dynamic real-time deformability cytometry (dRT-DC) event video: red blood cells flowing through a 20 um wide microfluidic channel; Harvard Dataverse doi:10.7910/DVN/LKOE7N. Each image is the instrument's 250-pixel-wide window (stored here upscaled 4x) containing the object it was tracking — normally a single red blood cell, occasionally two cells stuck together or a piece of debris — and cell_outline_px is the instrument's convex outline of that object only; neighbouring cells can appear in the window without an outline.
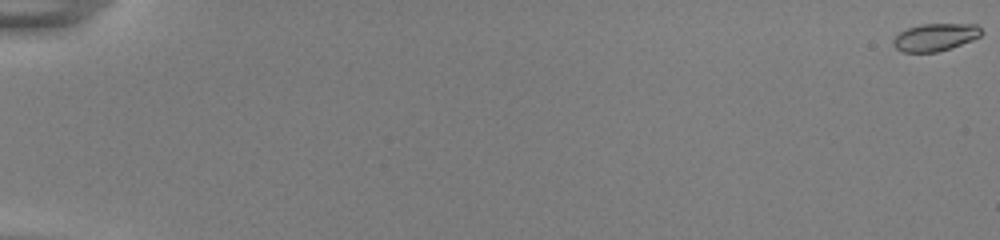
{"species": "common noctule bat (a hibernating species)", "species_latin": "Nyctalus noctula", "temperature_condition": "room temperature", "stored_images_in_passage": 56, "camera_frame_rate_fps": 3000, "um_per_image_px": 0.085, "animal": {"sex": "female", "body_mass_g": 22.0, "forearm_length_mm": 56.7}, "frame": {"image": 1, "passage_image": 1, "time_ms": 0.0, "image_size_px": [1000, 240], "cell_outline_px": [[984, 32], [980, 36], [972, 40], [936, 52], [904, 52], [896, 48], [892, 44], [892, 40], [900, 32], [908, 28], [920, 24], [976, 24]], "centroid_in_image_um": [79.49, 3.15], "position_along_channel_um": 5.5, "area_um2": 13.99}}
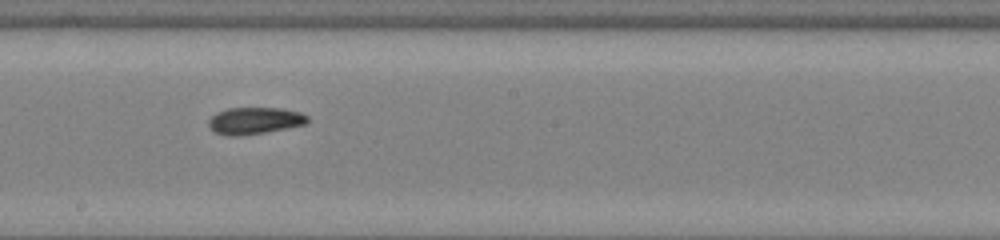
{"frame": {"image": 2, "passage_image": 34, "time_ms": 11.0, "image_size_px": [1000, 240], "cell_outline_px": [[308, 120], [304, 124], [264, 132], [232, 136], [228, 136], [216, 132], [208, 124], [208, 120], [216, 112], [228, 108], [280, 108], [300, 112], [308, 116]], "centroid_in_image_um": [21.62, 10.24], "position_along_channel_um": 226.6, "area_um2": 15.14}}
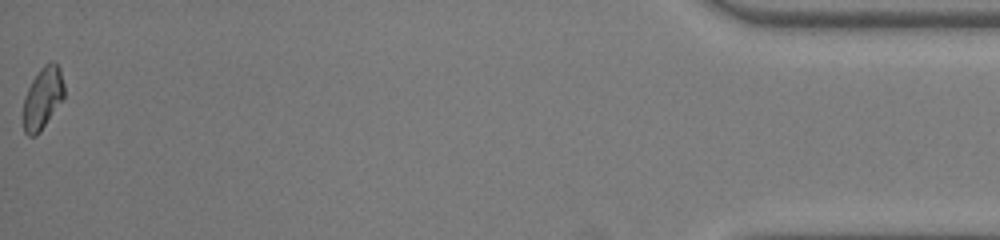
{"frame": {"image": 3, "passage_image": 56, "time_ms": 18.333, "image_size_px": [1000, 240], "cell_outline_px": [[64, 96], [40, 132], [36, 136], [28, 136], [24, 132], [24, 96], [32, 80], [40, 68], [44, 64], [52, 60], [60, 68], [64, 84]], "centroid_in_image_um": [3.63, 8.31], "position_along_channel_um": 431.6, "area_um2": 14.62}, "authors_computed_cell_mechanics": {"area_um2": 14.9413, "velocity_mm_per_s": 3.8717, "shape_relaxation_time_tau1_ms": 5.8163, "shape_relaxation_time_tau2_ms": 3.473, "deformation_change_tau1": 0.1531, "deformation_change_tau2": 0.0691}}